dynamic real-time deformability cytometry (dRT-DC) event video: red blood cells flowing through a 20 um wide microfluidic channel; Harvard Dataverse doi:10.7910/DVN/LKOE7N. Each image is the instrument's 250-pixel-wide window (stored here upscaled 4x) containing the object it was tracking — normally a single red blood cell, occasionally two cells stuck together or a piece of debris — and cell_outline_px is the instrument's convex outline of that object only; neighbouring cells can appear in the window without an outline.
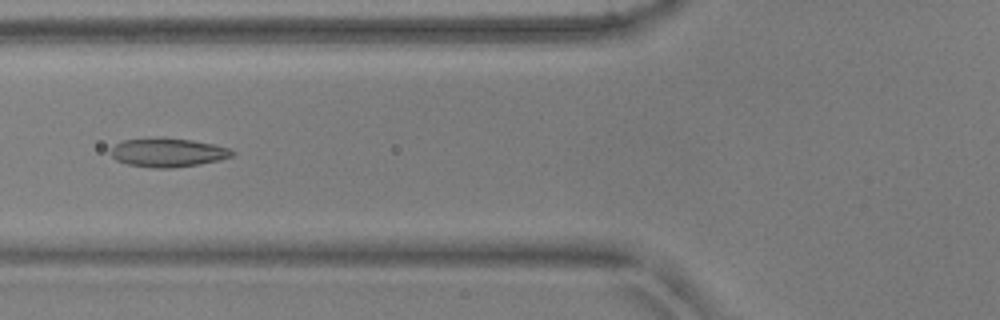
{"species": "common noctule bat (a hibernating species)", "species_latin": "Nyctalus noctula", "temperature_condition": "warm", "stored_images_in_passage": 53, "camera_frame_rate_fps": 3000, "um_per_image_px": 0.085, "animal": {"sex": "male", "body_mass_g": 17.9, "forearm_length_mm": 54.2}, "frame": {"image": 1, "passage_image": 20, "time_ms": 6.333, "image_size_px": [1000, 320], "cell_outline_px": [[236, 152], [232, 156], [220, 160], [200, 164], [172, 168], [156, 168], [128, 164], [116, 160], [112, 156], [112, 148], [116, 144], [124, 140], [164, 136], [192, 140], [212, 144], [228, 148]], "centroid_in_image_um": [14.29, 12.95], "position_along_channel_um": 111.5, "area_um2": 20.46}}
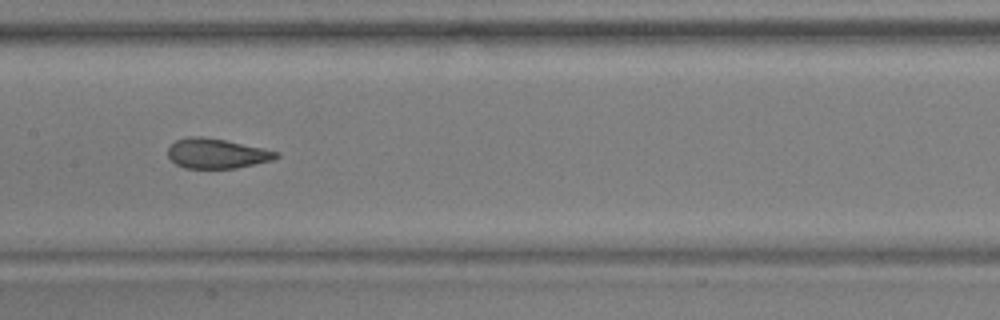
{"frame": {"image": 2, "passage_image": 26, "time_ms": 8.333, "image_size_px": [1000, 320], "cell_outline_px": [[280, 156], [272, 160], [236, 168], [184, 168], [176, 164], [168, 156], [168, 148], [176, 140], [188, 136], [200, 136], [224, 140], [264, 148], [280, 152]], "centroid_in_image_um": [18.43, 13.04], "position_along_channel_um": 189.0, "area_um2": 18.79}}
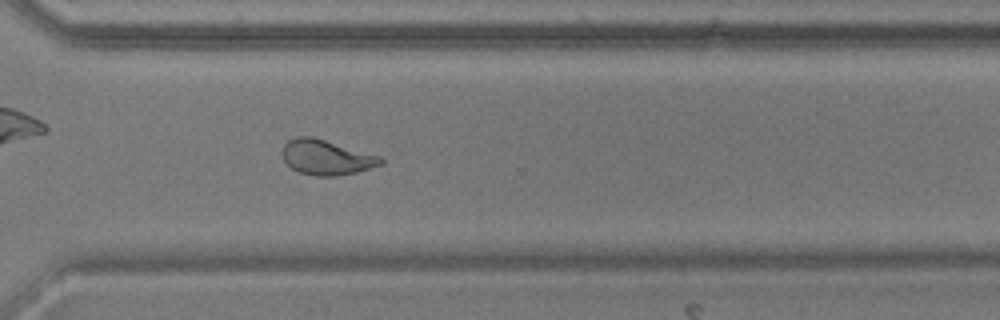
{"frame": {"image": 3, "passage_image": 38, "time_ms": 12.333, "image_size_px": [1000, 320], "cell_outline_px": [[384, 164], [356, 172], [336, 176], [312, 176], [300, 172], [292, 168], [284, 160], [280, 152], [284, 144], [288, 140], [296, 136], [312, 136], [380, 156], [384, 160]], "centroid_in_image_um": [27.72, 13.37], "position_along_channel_um": 342.9, "area_um2": 20.17}, "authors_computed_cell_mechanics": {"area_um2": 21.097, "velocity_mm_per_s": 3.8526, "shape_relaxation_time_tau1_ms": 7.3627, "shape_relaxation_time_tau2_ms": 1.1398, "deformation_change_tau1": 0.1854, "deformation_change_tau2": 0.0726}}